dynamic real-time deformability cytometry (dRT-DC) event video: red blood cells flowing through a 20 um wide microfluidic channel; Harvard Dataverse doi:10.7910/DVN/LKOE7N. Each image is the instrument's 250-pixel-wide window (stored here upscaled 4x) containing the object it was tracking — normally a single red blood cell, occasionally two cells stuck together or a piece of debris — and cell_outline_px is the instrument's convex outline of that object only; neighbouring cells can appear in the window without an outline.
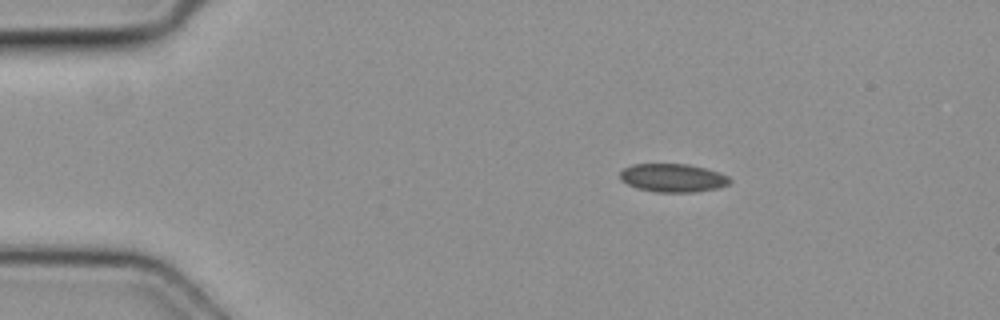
{"species": "common noctule bat (a hibernating species)", "species_latin": "Nyctalus noctula", "temperature_condition": "cold", "stored_images_in_passage": 2, "camera_frame_rate_fps": 3000, "um_per_image_px": 0.085, "animal": {"sex": "female", "body_mass_g": 19.3, "forearm_length_mm": 54.1}, "frame": {"image": 1, "passage_image": 1, "time_ms": 0.0, "image_size_px": [1000, 320], "cell_outline_px": [[732, 180], [728, 184], [716, 188], [692, 192], [656, 192], [636, 188], [620, 180], [620, 172], [624, 168], [632, 164], [688, 164], [720, 172], [728, 176]], "centroid_in_image_um": [57.17, 15.11], "position_along_channel_um": 27.8, "area_um2": 18.09}}